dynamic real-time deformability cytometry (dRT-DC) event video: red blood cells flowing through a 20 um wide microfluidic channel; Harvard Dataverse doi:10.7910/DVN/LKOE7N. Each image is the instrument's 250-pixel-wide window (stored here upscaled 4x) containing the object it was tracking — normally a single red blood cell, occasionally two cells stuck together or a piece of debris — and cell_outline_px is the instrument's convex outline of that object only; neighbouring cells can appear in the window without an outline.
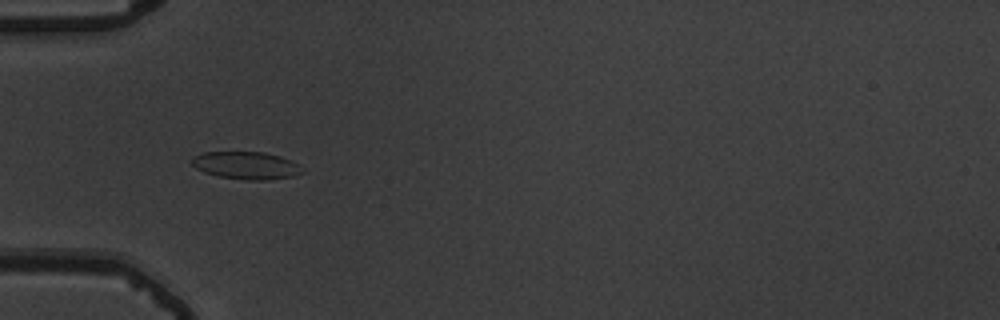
{"species": "common noctule bat (a hibernating species)", "species_latin": "Nyctalus noctula", "temperature_condition": "warm", "stored_images_in_passage": 48, "camera_frame_rate_fps": 3000, "um_per_image_px": 0.085, "animal": {"sex": "male", "body_mass_g": 19.5, "forearm_length_mm": 54.6}, "frame": {"image": 1, "passage_image": 11, "time_ms": 3.333, "image_size_px": [1000, 320], "cell_outline_px": [[304, 172], [296, 176], [264, 180], [248, 180], [220, 176], [204, 172], [196, 168], [192, 164], [192, 156], [204, 152], [264, 152], [280, 156], [292, 160]], "centroid_in_image_um": [20.93, 14.05], "position_along_channel_um": 64.1, "area_um2": 17.63}}
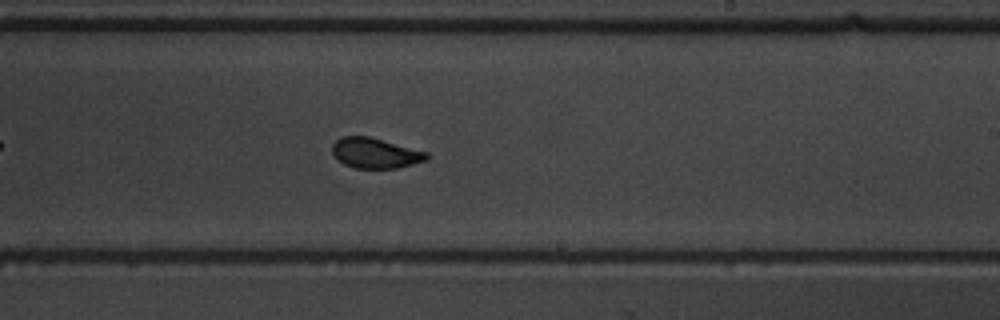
{"frame": {"image": 2, "passage_image": 27, "time_ms": 8.667, "image_size_px": [1000, 320], "cell_outline_px": [[428, 160], [396, 168], [356, 168], [344, 164], [336, 160], [332, 152], [332, 144], [340, 136], [368, 136], [428, 152]], "centroid_in_image_um": [31.86, 13.01], "position_along_channel_um": 257.1, "area_um2": 16.7}}
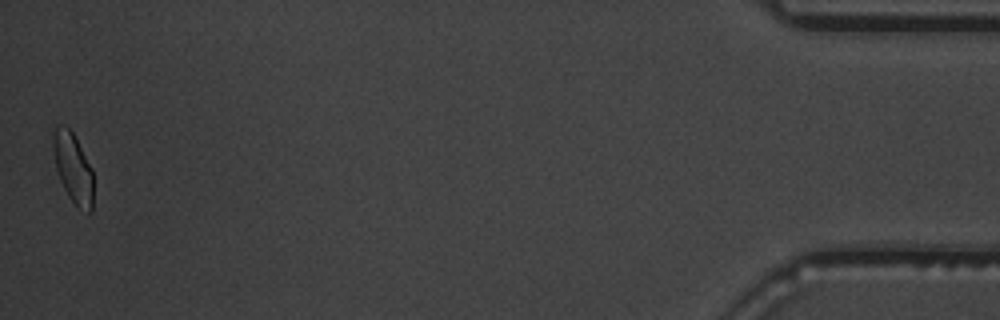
{"frame": {"image": 3, "passage_image": 48, "time_ms": 15.667, "image_size_px": [1000, 320], "cell_outline_px": [[92, 212], [88, 212], [76, 208], [68, 196], [60, 180], [56, 168], [52, 148], [52, 132], [60, 124], [64, 124], [72, 132], [92, 168]], "centroid_in_image_um": [6.19, 14.29], "position_along_channel_um": 429.0, "area_um2": 16.42}, "authors_computed_cell_mechanics": {"area_um2": 17.1088, "velocity_mm_per_s": 3.6735, "shape_relaxation_time_tau1_ms": 4.7858, "shape_relaxation_time_tau2_ms": null, "deformation_change_tau1": 0.1293, "deformation_change_tau2": null}}